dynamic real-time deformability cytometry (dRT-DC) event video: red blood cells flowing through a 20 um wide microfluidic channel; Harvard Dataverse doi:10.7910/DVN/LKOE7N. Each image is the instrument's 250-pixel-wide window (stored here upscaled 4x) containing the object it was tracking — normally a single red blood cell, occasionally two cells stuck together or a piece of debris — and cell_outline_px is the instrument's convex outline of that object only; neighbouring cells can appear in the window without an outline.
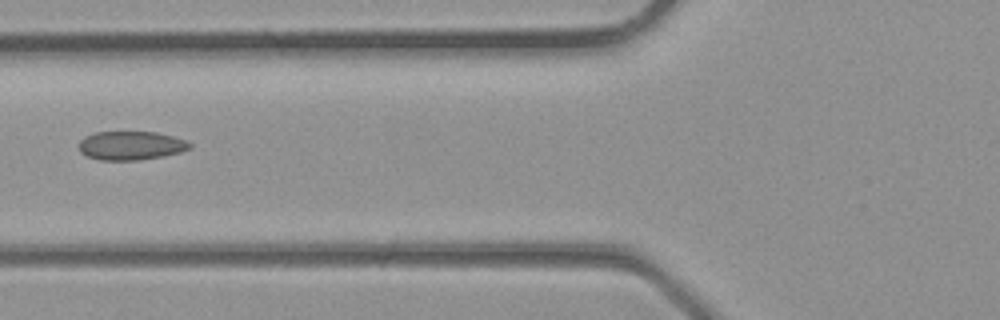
{"species": "common noctule bat (a hibernating species)", "species_latin": "Nyctalus noctula", "temperature_condition": "room temperature", "stored_images_in_passage": 4, "camera_frame_rate_fps": 3000, "um_per_image_px": 0.085, "animal": {"sex": "male", "body_mass_g": 23.1, "forearm_length_mm": 52.7}, "frame": {"image": 1, "passage_image": 4, "time_ms": 1.0, "image_size_px": [1000, 320], "cell_outline_px": [[192, 148], [180, 152], [164, 156], [136, 160], [100, 160], [88, 156], [80, 152], [80, 140], [84, 136], [96, 132], [156, 132], [188, 140], [192, 144]], "centroid_in_image_um": [11.16, 12.37], "position_along_channel_um": 114.6, "area_um2": 18.61}}